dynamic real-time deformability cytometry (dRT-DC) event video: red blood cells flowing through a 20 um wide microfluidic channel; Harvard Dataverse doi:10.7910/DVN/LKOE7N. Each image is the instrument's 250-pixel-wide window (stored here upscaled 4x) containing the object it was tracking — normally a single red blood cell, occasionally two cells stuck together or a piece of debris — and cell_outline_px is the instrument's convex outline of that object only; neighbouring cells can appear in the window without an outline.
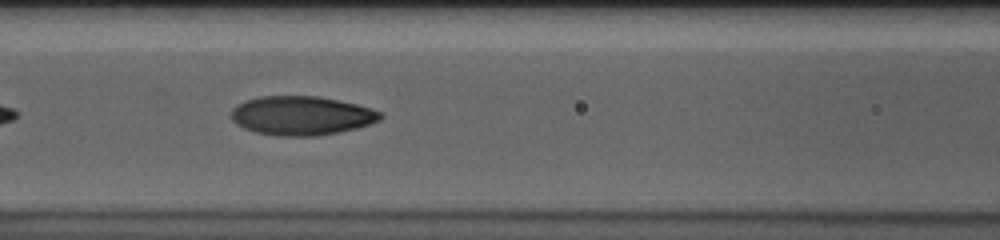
{"species": "human", "species_latin": "Homo sapiens", "temperature_condition": "cold", "stored_images_in_passage": 36, "camera_frame_rate_fps": 3000, "um_per_image_px": 0.085, "donor": {"sex": "male"}, "frame": {"image": 1, "passage_image": 11, "time_ms": 3.333, "image_size_px": [1000, 240], "cell_outline_px": [[384, 116], [380, 120], [356, 128], [340, 132], [316, 136], [276, 136], [256, 132], [244, 128], [236, 124], [232, 120], [232, 108], [236, 104], [244, 100], [260, 96], [320, 96], [356, 104], [372, 108], [384, 112]], "centroid_in_image_um": [25.64, 9.82], "position_along_channel_um": 141.0, "area_um2": 34.22}}
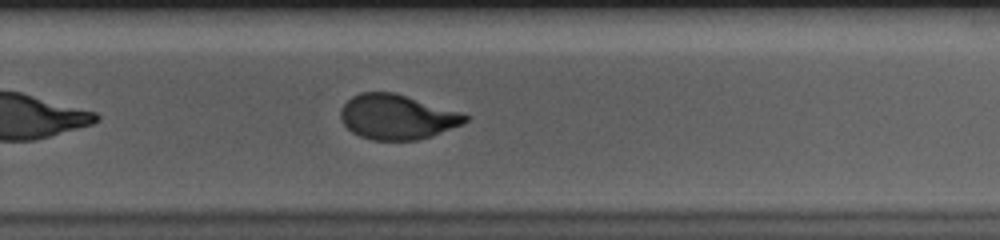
{"frame": {"image": 2, "passage_image": 24, "time_ms": 7.667, "image_size_px": [1000, 240], "cell_outline_px": [[468, 120], [464, 124], [432, 136], [420, 140], [372, 140], [360, 136], [352, 132], [344, 124], [340, 116], [340, 108], [352, 96], [360, 92], [392, 92], [460, 112], [468, 116]], "centroid_in_image_um": [33.74, 9.95], "position_along_channel_um": 296.1, "area_um2": 32.43}}
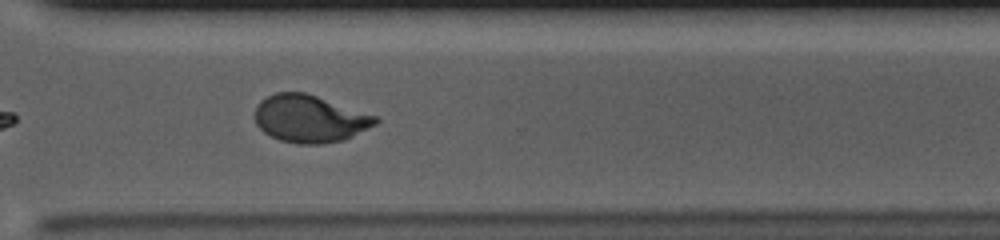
{"frame": {"image": 3, "passage_image": 28, "time_ms": 9.0, "image_size_px": [1000, 240], "cell_outline_px": [[380, 120], [376, 124], [344, 140], [324, 144], [296, 144], [280, 140], [264, 132], [256, 124], [256, 104], [260, 100], [276, 92], [304, 92], [380, 116]], "centroid_in_image_um": [26.36, 10.09], "position_along_channel_um": 344.2, "area_um2": 33.47}}